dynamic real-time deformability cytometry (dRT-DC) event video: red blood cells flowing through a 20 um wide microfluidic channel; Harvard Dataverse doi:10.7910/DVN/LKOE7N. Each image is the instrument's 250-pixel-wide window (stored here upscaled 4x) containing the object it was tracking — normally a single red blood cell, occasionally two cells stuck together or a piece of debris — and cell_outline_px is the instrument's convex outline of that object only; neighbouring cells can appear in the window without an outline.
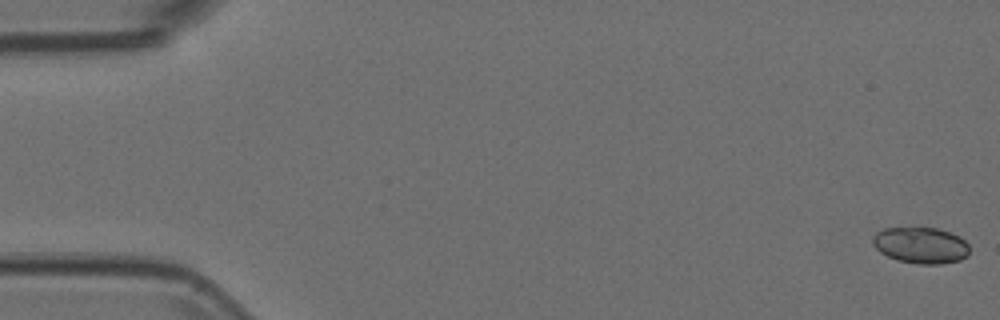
{"species": "Egyptian fruit bat (a non-hibernating species)", "species_latin": "Rousettus aegyptiacus", "temperature_condition": "room temperature", "stored_images_in_passage": 15, "camera_frame_rate_fps": 3000, "um_per_image_px": 0.085, "animal": {"sex": "female"}, "frame": {"image": 1, "passage_image": 1, "time_ms": 0.0, "image_size_px": [1000, 320], "cell_outline_px": [[968, 256], [960, 260], [940, 264], [916, 264], [900, 260], [888, 256], [880, 252], [872, 244], [872, 236], [876, 232], [884, 228], [936, 228], [952, 232], [960, 236], [968, 244]], "centroid_in_image_um": [78.27, 20.84], "position_along_channel_um": 6.7, "area_um2": 20.52}}
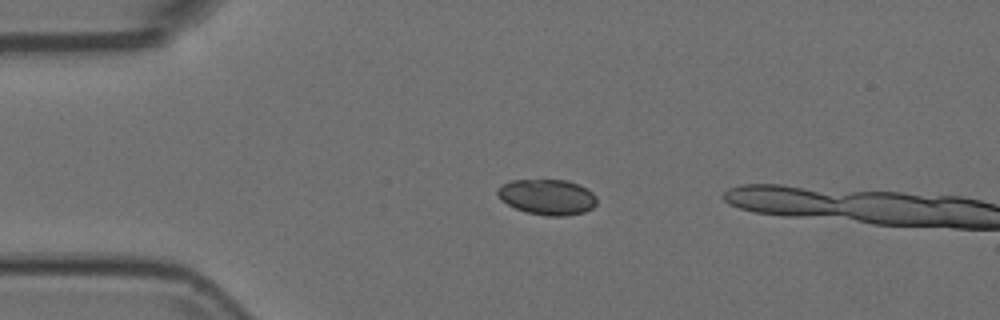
{"frame": {"image": 2, "passage_image": 13, "time_ms": 4.0, "image_size_px": [1000, 320], "cell_outline_px": [[596, 204], [592, 208], [584, 212], [564, 216], [548, 216], [528, 212], [516, 208], [500, 200], [496, 192], [496, 188], [512, 180], [568, 180], [580, 184], [592, 192], [596, 196]], "centroid_in_image_um": [46.52, 16.73], "position_along_channel_um": 38.5, "area_um2": 20.58}}